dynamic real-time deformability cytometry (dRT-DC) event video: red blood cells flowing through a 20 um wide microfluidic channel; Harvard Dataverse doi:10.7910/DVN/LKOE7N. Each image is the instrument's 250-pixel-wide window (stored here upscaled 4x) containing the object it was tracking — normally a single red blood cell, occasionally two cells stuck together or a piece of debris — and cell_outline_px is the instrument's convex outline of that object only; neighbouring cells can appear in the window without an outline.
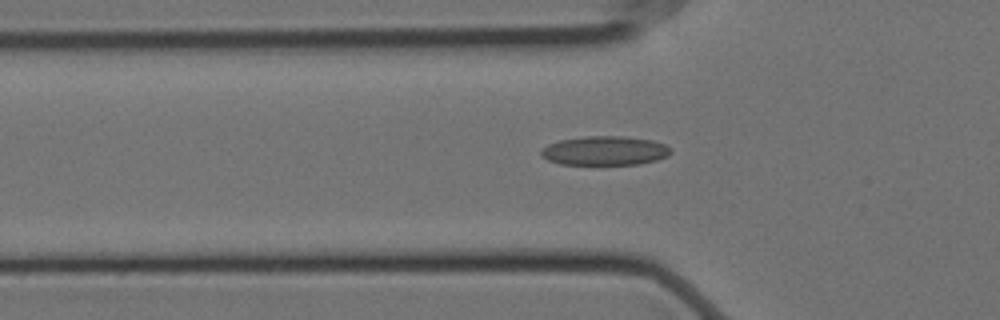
{"species": "Egyptian fruit bat (a non-hibernating species)", "species_latin": "Rousettus aegyptiacus", "temperature_condition": "cold", "stored_images_in_passage": 35, "camera_frame_rate_fps": 3000, "um_per_image_px": 0.085, "animal": {"sex": "female"}, "frame": {"image": 1, "passage_image": 4, "time_ms": 1.0, "image_size_px": [1000, 320], "cell_outline_px": [[672, 152], [668, 156], [656, 160], [640, 164], [560, 164], [548, 160], [540, 156], [540, 152], [548, 144], [560, 140], [588, 136], [624, 136], [652, 140], [664, 144], [672, 148]], "centroid_in_image_um": [51.43, 12.81], "position_along_channel_um": 74.4, "area_um2": 22.02}}
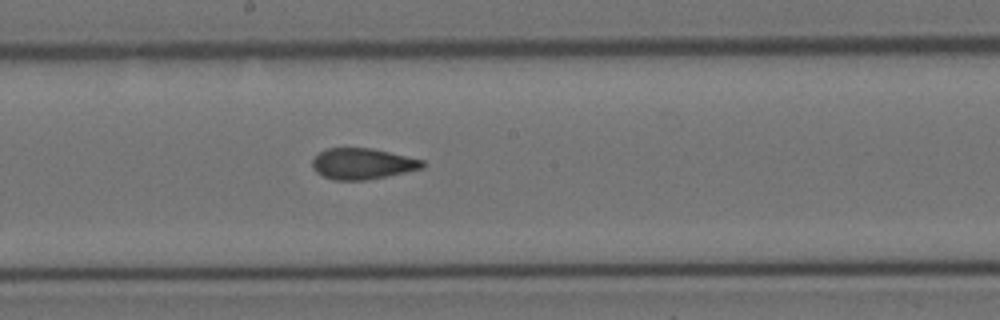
{"frame": {"image": 2, "passage_image": 16, "time_ms": 5.0, "image_size_px": [1000, 320], "cell_outline_px": [[424, 168], [364, 180], [332, 180], [316, 172], [312, 168], [312, 160], [324, 148], [372, 148], [424, 160]], "centroid_in_image_um": [30.78, 13.91], "position_along_channel_um": 217.4, "area_um2": 19.77}}
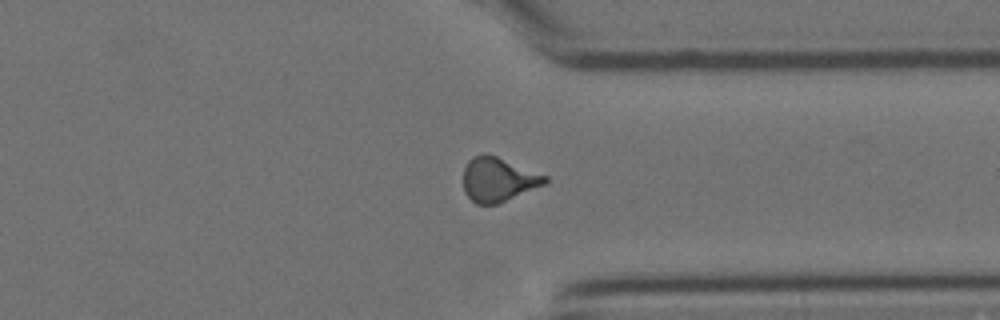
{"frame": {"image": 3, "passage_image": 29, "time_ms": 9.333, "image_size_px": [1000, 320], "cell_outline_px": [[548, 180], [544, 184], [496, 204], [476, 204], [464, 192], [464, 168], [468, 160], [472, 156], [484, 152], [496, 156], [548, 176]], "centroid_in_image_um": [42.31, 15.23], "position_along_channel_um": 369.1, "area_um2": 20.81}}